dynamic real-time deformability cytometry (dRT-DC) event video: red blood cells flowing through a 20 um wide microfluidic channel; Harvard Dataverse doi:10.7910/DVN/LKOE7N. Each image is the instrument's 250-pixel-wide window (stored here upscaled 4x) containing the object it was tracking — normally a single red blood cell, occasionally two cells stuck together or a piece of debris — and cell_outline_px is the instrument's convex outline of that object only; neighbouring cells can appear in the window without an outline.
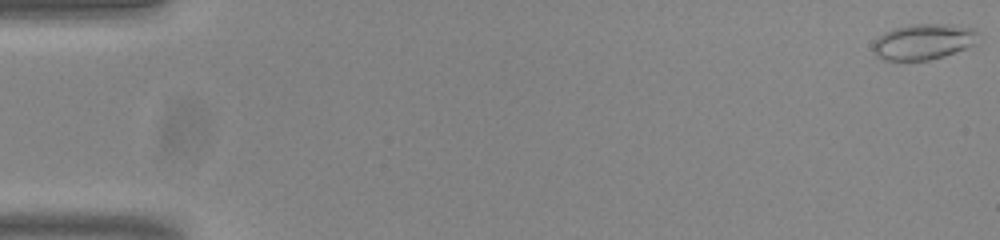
{"species": "common noctule bat (a hibernating species)", "species_latin": "Nyctalus noctula", "temperature_condition": "room temperature", "stored_images_in_passage": 54, "camera_frame_rate_fps": 3000, "um_per_image_px": 0.085, "animal": {"sex": "male", "body_mass_g": 20.0, "forearm_length_mm": 53.3}, "frame": {"image": 1, "passage_image": 1, "time_ms": 0.0, "image_size_px": [1000, 240], "cell_outline_px": [[980, 32], [976, 44], [944, 56], [928, 60], [884, 60], [876, 56], [872, 52], [872, 44], [884, 32], [892, 28], [912, 24], [952, 24], [976, 28]], "centroid_in_image_um": [78.52, 3.53], "position_along_channel_um": 6.5, "area_um2": 22.25}}
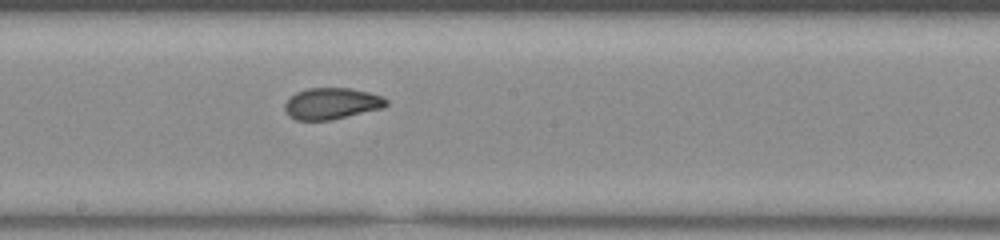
{"frame": {"image": 2, "passage_image": 30, "time_ms": 9.667, "image_size_px": [1000, 240], "cell_outline_px": [[388, 104], [384, 108], [332, 120], [296, 120], [288, 116], [284, 108], [284, 104], [296, 92], [308, 88], [352, 88], [384, 96], [388, 100]], "centroid_in_image_um": [28.22, 8.8], "position_along_channel_um": 220.0, "area_um2": 18.79}}
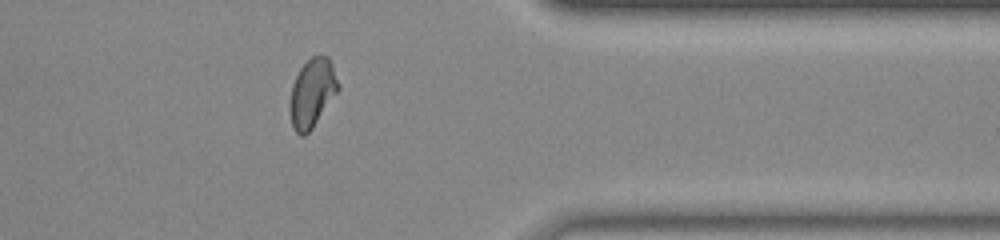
{"frame": {"image": 3, "passage_image": 44, "time_ms": 14.333, "image_size_px": [1000, 240], "cell_outline_px": [[340, 88], [312, 128], [304, 136], [300, 136], [292, 128], [288, 108], [288, 104], [292, 84], [300, 68], [312, 56], [328, 56], [332, 64]], "centroid_in_image_um": [26.5, 7.92], "position_along_channel_um": 384.9, "area_um2": 19.36}, "authors_computed_cell_mechanics": {"area_um2": 19.3341, "velocity_mm_per_s": 3.8303, "shape_relaxation_time_tau1_ms": null, "shape_relaxation_time_tau2_ms": 1.4374, "deformation_change_tau1": null, "deformation_change_tau2": 0.0601}}